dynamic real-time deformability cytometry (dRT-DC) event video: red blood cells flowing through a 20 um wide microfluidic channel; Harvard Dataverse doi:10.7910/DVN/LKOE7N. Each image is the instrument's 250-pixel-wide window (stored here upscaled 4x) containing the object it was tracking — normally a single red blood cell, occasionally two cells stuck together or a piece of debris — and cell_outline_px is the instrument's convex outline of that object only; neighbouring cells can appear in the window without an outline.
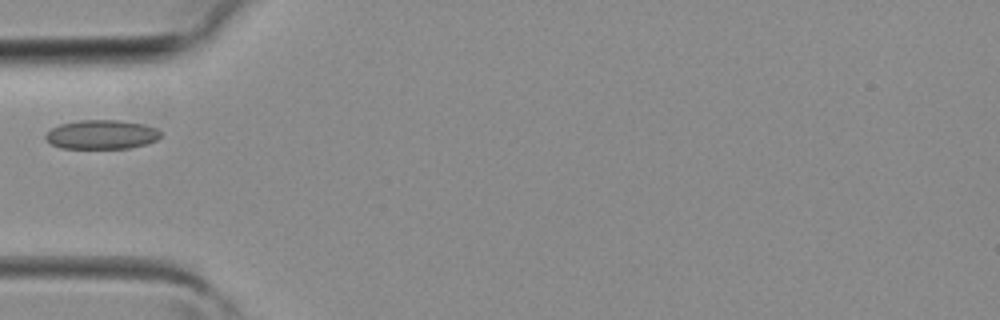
{"species": "common noctule bat (a hibernating species)", "species_latin": "Nyctalus noctula", "temperature_condition": "room temperature", "stored_images_in_passage": 2, "camera_frame_rate_fps": 3000, "um_per_image_px": 0.085, "animal": {"sex": "female", "body_mass_g": 19.3, "forearm_length_mm": 54.1}, "frame": {"image": 1, "passage_image": 2, "time_ms": 0.333, "image_size_px": [1000, 320], "cell_outline_px": [[160, 136], [156, 140], [148, 144], [128, 148], [60, 148], [52, 144], [44, 136], [52, 128], [60, 124], [76, 120], [120, 120], [144, 124], [156, 128], [160, 132]], "centroid_in_image_um": [8.65, 11.43], "position_along_channel_um": 76.4, "area_um2": 19.54}}